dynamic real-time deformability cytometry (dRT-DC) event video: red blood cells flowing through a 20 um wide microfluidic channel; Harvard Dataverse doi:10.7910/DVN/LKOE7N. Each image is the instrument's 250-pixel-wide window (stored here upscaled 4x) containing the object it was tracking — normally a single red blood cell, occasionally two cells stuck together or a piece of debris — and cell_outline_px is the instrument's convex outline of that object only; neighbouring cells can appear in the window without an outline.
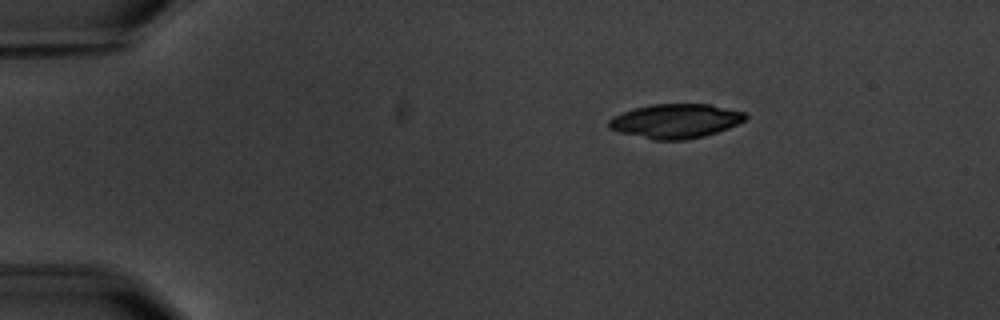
{"species": "common noctule bat (a hibernating species)", "species_latin": "Nyctalus noctula", "temperature_condition": "warm", "stored_images_in_passage": 4, "camera_frame_rate_fps": 3000, "um_per_image_px": 0.085, "animal": {"sex": "male", "body_mass_g": 20.1, "forearm_length_mm": 53.5}, "frame": {"image": 1, "passage_image": 1, "time_ms": 0.0, "image_size_px": [1000, 320], "cell_outline_px": [[748, 116], [744, 120], [728, 128], [704, 136], [684, 140], [652, 140], [620, 132], [608, 128], [608, 120], [612, 116], [636, 108], [652, 104], [712, 104], [744, 112]], "centroid_in_image_um": [57.41, 10.29], "position_along_channel_um": 27.6, "area_um2": 27.22}}